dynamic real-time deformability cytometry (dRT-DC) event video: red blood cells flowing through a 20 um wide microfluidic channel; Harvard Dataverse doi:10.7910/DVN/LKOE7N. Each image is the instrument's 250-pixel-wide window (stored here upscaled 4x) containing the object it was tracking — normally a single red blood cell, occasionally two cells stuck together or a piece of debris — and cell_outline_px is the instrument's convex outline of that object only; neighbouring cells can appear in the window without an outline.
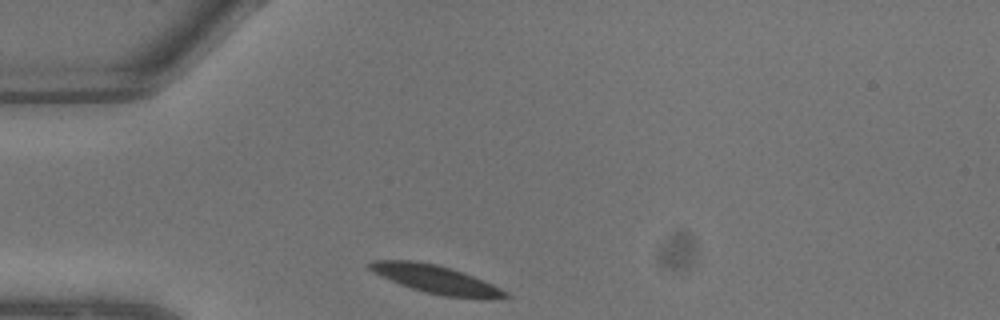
{"species": "common noctule bat (a hibernating species)", "species_latin": "Nyctalus noctula", "temperature_condition": "warm", "stored_images_in_passage": 6, "camera_frame_rate_fps": 3000, "um_per_image_px": 0.085, "animal": {"sex": "male", "body_mass_g": 13.3}, "frame": {"image": 1, "passage_image": 1, "time_ms": 0.0, "image_size_px": [1000, 320], "cell_outline_px": [[512, 296], [492, 300], [480, 300], [444, 296], [424, 292], [400, 284], [372, 272], [368, 268], [368, 264], [372, 260], [416, 260], [436, 264], [472, 276], [492, 284], [508, 292]], "centroid_in_image_um": [37.1, 23.77], "position_along_channel_um": 47.9, "area_um2": 22.48}}
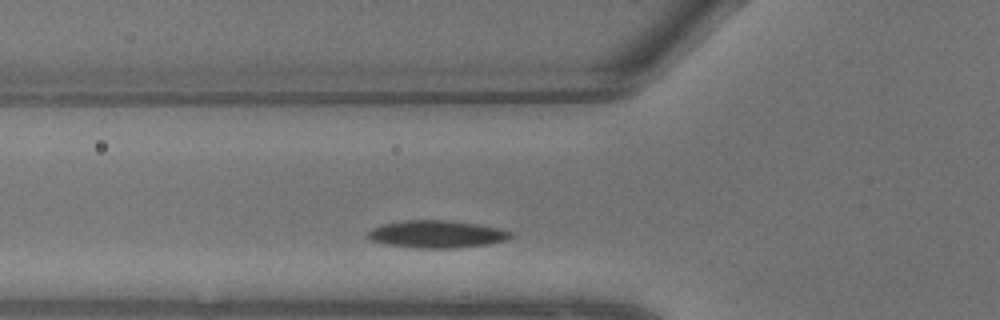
{"frame": {"image": 2, "passage_image": 3, "time_ms": 0.667, "image_size_px": [1000, 320], "cell_outline_px": [[512, 236], [508, 240], [488, 244], [456, 248], [412, 248], [388, 244], [372, 240], [368, 236], [368, 232], [372, 228], [384, 224], [404, 220], [444, 220], [476, 224], [500, 228], [512, 232]], "centroid_in_image_um": [37.16, 19.91], "position_along_channel_um": 88.6, "area_um2": 22.72}}
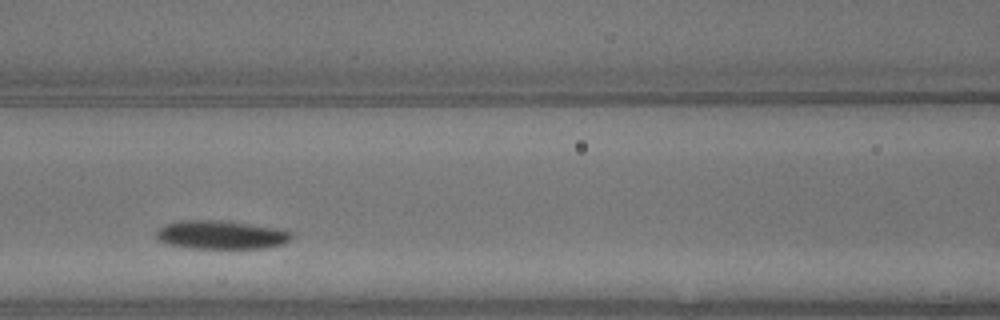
{"frame": {"image": 3, "passage_image": 5, "time_ms": 1.333, "image_size_px": [1000, 320], "cell_outline_px": [[292, 240], [284, 244], [264, 248], [192, 248], [164, 244], [156, 240], [156, 232], [164, 224], [180, 220], [220, 220], [288, 228], [292, 232]], "centroid_in_image_um": [18.85, 19.95], "position_along_channel_um": 147.8, "area_um2": 23.18}}